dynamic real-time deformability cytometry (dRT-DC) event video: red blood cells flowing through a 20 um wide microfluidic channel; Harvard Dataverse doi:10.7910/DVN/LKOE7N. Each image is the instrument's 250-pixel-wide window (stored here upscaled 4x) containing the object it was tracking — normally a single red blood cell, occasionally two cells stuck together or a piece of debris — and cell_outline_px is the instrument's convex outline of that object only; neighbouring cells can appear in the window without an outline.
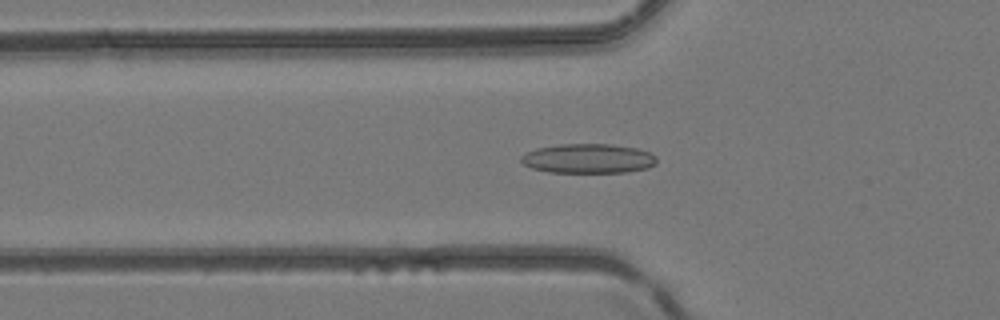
{"species": "common noctule bat (a hibernating species)", "species_latin": "Nyctalus noctula", "temperature_condition": "room temperature", "stored_images_in_passage": 47, "camera_frame_rate_fps": 3000, "um_per_image_px": 0.085, "animal": {"sex": "female", "body_mass_g": 24.6, "forearm_length_mm": 56.2}, "frame": {"image": 1, "passage_image": 17, "time_ms": 5.333, "image_size_px": [1000, 320], "cell_outline_px": [[656, 164], [648, 168], [628, 172], [548, 172], [532, 168], [524, 164], [520, 160], [520, 156], [524, 152], [536, 148], [560, 144], [612, 144], [636, 148], [648, 152], [656, 156]], "centroid_in_image_um": [49.98, 13.47], "position_along_channel_um": 75.8, "area_um2": 23.41}}
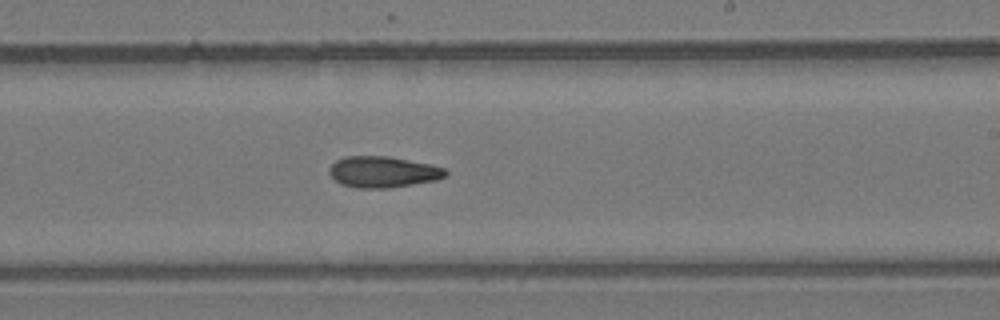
{"frame": {"image": 2, "passage_image": 29, "time_ms": 9.333, "image_size_px": [1000, 320], "cell_outline_px": [[448, 176], [436, 180], [388, 188], [356, 188], [340, 184], [328, 172], [328, 168], [336, 160], [344, 156], [388, 156], [432, 164], [444, 168], [448, 172]], "centroid_in_image_um": [32.55, 14.61], "position_along_channel_um": 256.4, "area_um2": 21.27}}
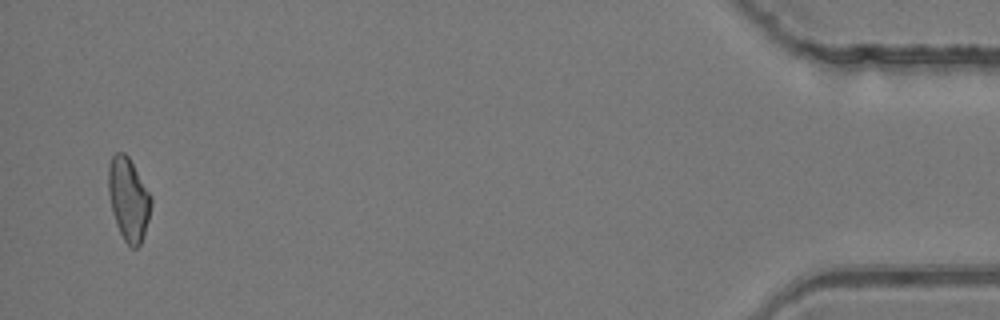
{"frame": {"image": 3, "passage_image": 46, "time_ms": 15.0, "image_size_px": [1000, 320], "cell_outline_px": [[152, 204], [148, 220], [140, 244], [136, 248], [132, 248], [124, 240], [116, 224], [112, 212], [108, 192], [108, 168], [112, 156], [116, 152], [124, 152], [128, 156], [152, 196]], "centroid_in_image_um": [10.92, 16.91], "position_along_channel_um": 424.3, "area_um2": 20.58}}